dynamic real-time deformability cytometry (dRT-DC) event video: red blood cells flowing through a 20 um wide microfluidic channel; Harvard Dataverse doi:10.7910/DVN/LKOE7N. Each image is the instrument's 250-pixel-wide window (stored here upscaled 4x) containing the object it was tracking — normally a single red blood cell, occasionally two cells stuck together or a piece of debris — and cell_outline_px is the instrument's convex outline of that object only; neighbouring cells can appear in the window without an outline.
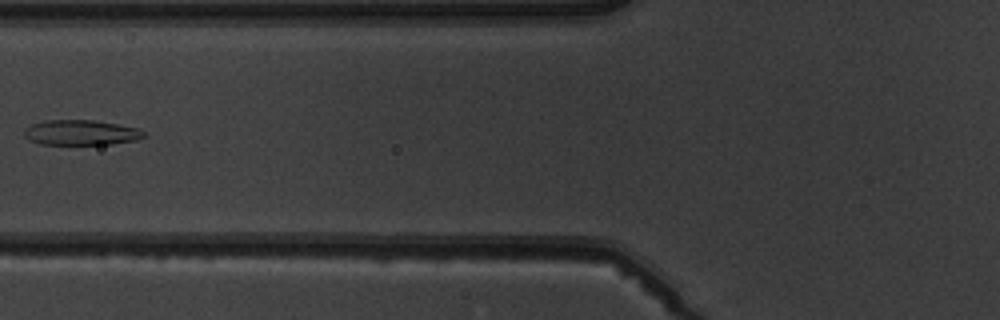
{"species": "common noctule bat (a hibernating species)", "species_latin": "Nyctalus noctula", "temperature_condition": "warm", "stored_images_in_passage": 6, "camera_frame_rate_fps": 3000, "um_per_image_px": 0.085, "animal": {"sex": "male", "body_mass_g": 19.5, "forearm_length_mm": 54.6}, "frame": {"image": 1, "passage_image": 6, "time_ms": 5.667, "image_size_px": [1000, 320], "cell_outline_px": [[148, 136], [136, 140], [112, 144], [40, 144], [24, 136], [24, 128], [32, 124], [44, 120], [92, 120], [140, 128]], "centroid_in_image_um": [6.91, 11.26], "position_along_channel_um": 118.9, "area_um2": 17.57}}